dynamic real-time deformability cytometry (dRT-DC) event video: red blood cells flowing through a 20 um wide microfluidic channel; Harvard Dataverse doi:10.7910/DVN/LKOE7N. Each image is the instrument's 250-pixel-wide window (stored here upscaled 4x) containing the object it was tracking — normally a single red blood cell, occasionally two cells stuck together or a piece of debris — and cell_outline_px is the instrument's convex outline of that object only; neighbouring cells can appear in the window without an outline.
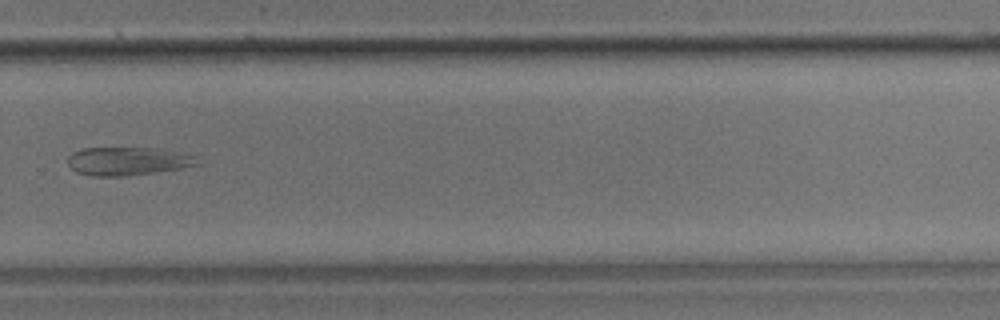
{"species": "common noctule bat (a hibernating species)", "species_latin": "Nyctalus noctula", "temperature_condition": "room temperature", "stored_images_in_passage": 31, "camera_frame_rate_fps": 3000, "um_per_image_px": 0.085, "animal": {"sex": "male", "body_mass_g": 17.9}, "frame": {"image": 1, "passage_image": 22, "time_ms": 7.0, "image_size_px": [1000, 320], "cell_outline_px": [[200, 164], [180, 168], [128, 176], [92, 176], [76, 172], [68, 164], [68, 156], [72, 152], [80, 148], [156, 148], [180, 152], [196, 156]], "centroid_in_image_um": [10.84, 13.69], "position_along_channel_um": 319.0, "area_um2": 21.39}}